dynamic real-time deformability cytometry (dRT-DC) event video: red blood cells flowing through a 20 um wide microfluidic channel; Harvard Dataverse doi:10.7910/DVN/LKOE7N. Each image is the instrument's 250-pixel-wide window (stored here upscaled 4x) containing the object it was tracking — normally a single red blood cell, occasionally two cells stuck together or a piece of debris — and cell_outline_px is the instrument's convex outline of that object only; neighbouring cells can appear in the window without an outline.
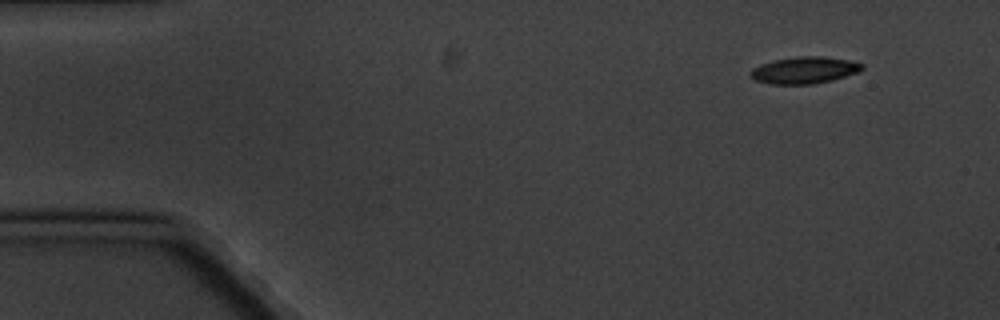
{"species": "common noctule bat (a hibernating species)", "species_latin": "Nyctalus noctula", "temperature_condition": "cold", "stored_images_in_passage": 10, "camera_frame_rate_fps": 3000, "um_per_image_px": 0.085, "animal": {"sex": "male", "body_mass_g": 20.1, "forearm_length_mm": 53.5}, "frame": {"image": 1, "passage_image": 1, "time_ms": 0.0, "image_size_px": [1000, 320], "cell_outline_px": [[864, 68], [860, 72], [832, 80], [812, 84], [768, 84], [756, 80], [748, 76], [748, 72], [752, 68], [760, 64], [776, 60], [800, 56], [820, 56], [848, 60], [864, 64]], "centroid_in_image_um": [68.35, 5.97], "position_along_channel_um": 16.6, "area_um2": 17.51}}
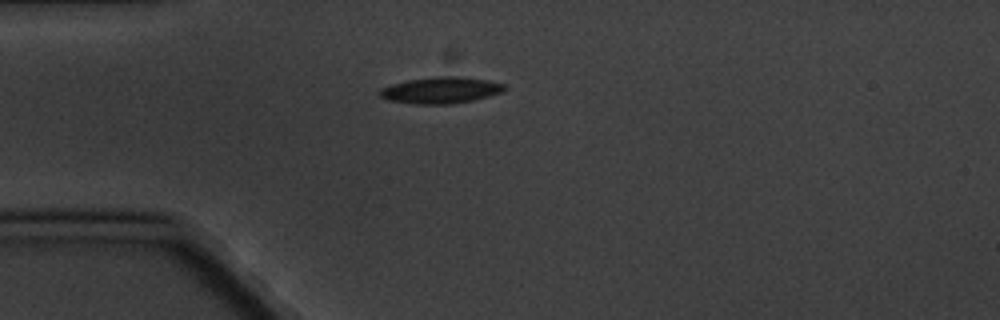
{"frame": {"image": 2, "passage_image": 4, "time_ms": 3.333, "image_size_px": [1000, 320], "cell_outline_px": [[504, 92], [472, 100], [452, 104], [412, 104], [388, 100], [380, 96], [380, 88], [392, 84], [408, 80], [436, 76], [460, 76], [488, 80], [504, 84]], "centroid_in_image_um": [37.46, 7.67], "position_along_channel_um": 47.5, "area_um2": 19.19}}
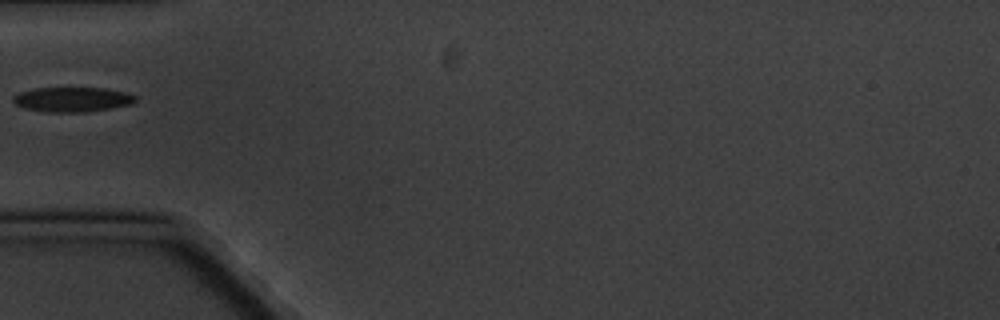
{"frame": {"image": 3, "passage_image": 5, "time_ms": 4.667, "image_size_px": [1000, 320], "cell_outline_px": [[140, 100], [132, 104], [112, 108], [88, 112], [48, 112], [24, 108], [16, 104], [12, 100], [12, 96], [20, 92], [36, 88], [108, 88], [124, 92], [136, 96]], "centroid_in_image_um": [6.19, 8.45], "position_along_channel_um": 78.8, "area_um2": 17.8}}